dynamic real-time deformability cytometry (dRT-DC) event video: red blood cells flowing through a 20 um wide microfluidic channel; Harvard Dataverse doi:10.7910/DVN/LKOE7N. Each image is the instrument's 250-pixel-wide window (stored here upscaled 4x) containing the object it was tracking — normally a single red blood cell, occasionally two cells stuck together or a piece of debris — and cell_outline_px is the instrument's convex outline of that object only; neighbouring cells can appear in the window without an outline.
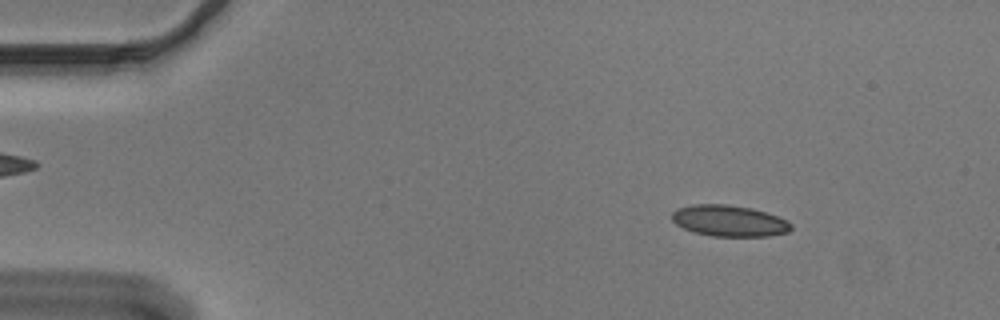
{"species": "Egyptian fruit bat (a non-hibernating species)", "species_latin": "Rousettus aegyptiacus", "temperature_condition": "cold", "stored_images_in_passage": 54, "camera_frame_rate_fps": 3000, "um_per_image_px": 0.085, "animal": {"sex": "male"}, "frame": {"image": 1, "passage_image": 7, "time_ms": 2.0, "image_size_px": [1000, 320], "cell_outline_px": [[792, 228], [788, 232], [768, 236], [712, 236], [692, 232], [676, 224], [672, 220], [672, 212], [676, 208], [692, 204], [728, 204], [752, 208], [788, 220], [792, 224]], "centroid_in_image_um": [61.96, 18.76], "position_along_channel_um": 23.0, "area_um2": 21.79}}
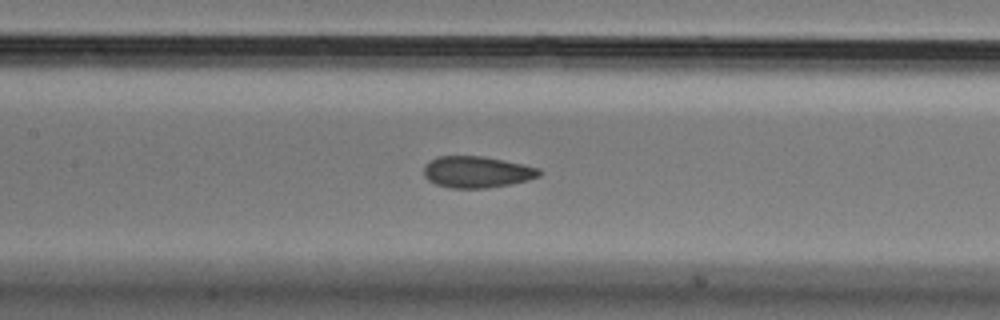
{"frame": {"image": 2, "passage_image": 25, "time_ms": 8.0, "image_size_px": [1000, 320], "cell_outline_px": [[544, 172], [540, 176], [528, 180], [512, 184], [488, 188], [448, 188], [436, 184], [428, 180], [424, 176], [424, 164], [428, 160], [436, 156], [484, 156], [524, 164], [540, 168]], "centroid_in_image_um": [40.55, 14.61], "position_along_channel_um": 166.9, "area_um2": 21.62}}
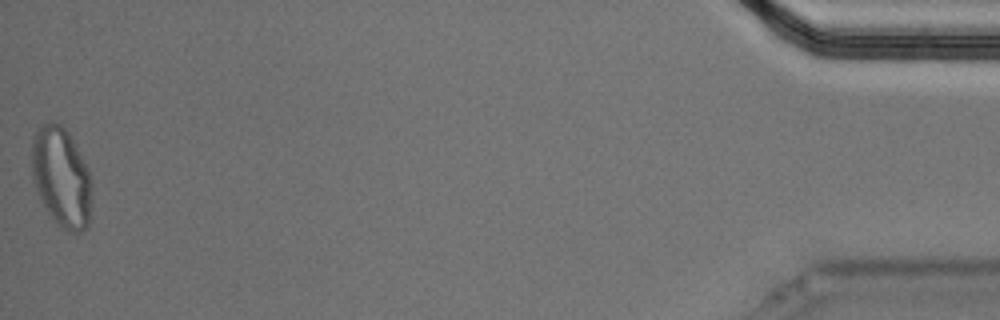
{"frame": {"image": 3, "passage_image": 54, "time_ms": 17.667, "image_size_px": [1000, 320], "cell_outline_px": [[92, 204], [88, 224], [80, 232], [68, 232], [60, 228], [56, 224], [40, 200], [32, 180], [32, 136], [36, 128], [48, 120], [52, 120], [60, 124], [68, 132], [76, 144], [88, 172], [92, 184]], "centroid_in_image_um": [5.2, 15.05], "position_along_channel_um": 430.0, "area_um2": 35.49}, "authors_computed_cell_mechanics": {"area_um2": 21.7906, "velocity_mm_per_s": 3.6733, "shape_relaxation_time_tau1_ms": 9.0872, "shape_relaxation_time_tau2_ms": 1.4934, "deformation_change_tau1": 0.1865, "deformation_change_tau2": 0.0518}}